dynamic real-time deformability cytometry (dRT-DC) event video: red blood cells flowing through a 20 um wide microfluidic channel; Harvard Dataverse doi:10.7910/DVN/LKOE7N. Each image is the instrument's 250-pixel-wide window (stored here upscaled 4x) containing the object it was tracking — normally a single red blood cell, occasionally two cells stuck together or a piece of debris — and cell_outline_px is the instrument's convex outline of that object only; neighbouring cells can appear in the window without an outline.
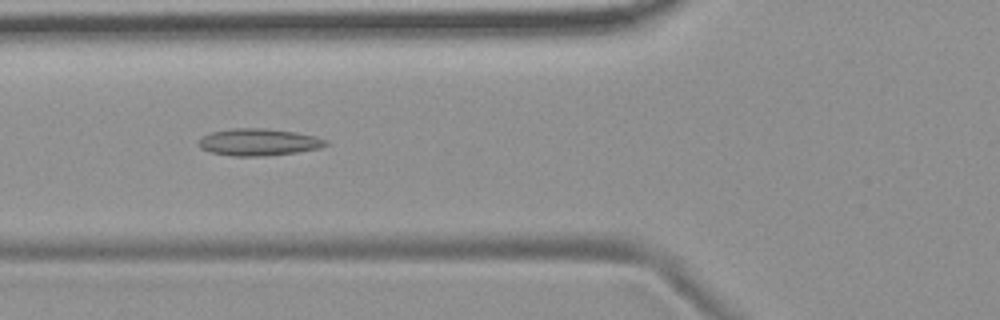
{"species": "common noctule bat (a hibernating species)", "species_latin": "Nyctalus noctula", "temperature_condition": "room temperature", "stored_images_in_passage": 9, "camera_frame_rate_fps": 3000, "um_per_image_px": 0.085, "animal": {"sex": "female", "body_mass_g": 19.9}, "frame": {"image": 1, "passage_image": 6, "time_ms": 5.667, "image_size_px": [1000, 320], "cell_outline_px": [[328, 144], [320, 148], [296, 152], [264, 156], [232, 156], [212, 152], [200, 148], [200, 136], [212, 132], [232, 128], [268, 128], [296, 132], [316, 136], [328, 140]], "centroid_in_image_um": [22.01, 12.07], "position_along_channel_um": 103.8, "area_um2": 20.06}}
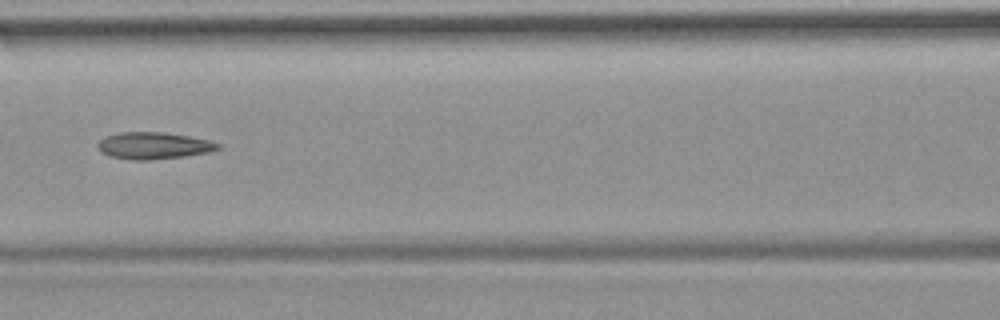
{"frame": {"image": 2, "passage_image": 7, "time_ms": 7.0, "image_size_px": [1000, 320], "cell_outline_px": [[220, 148], [208, 152], [184, 156], [148, 160], [132, 160], [108, 156], [100, 152], [96, 144], [104, 136], [120, 132], [164, 132], [212, 140], [220, 144]], "centroid_in_image_um": [13.02, 12.37], "position_along_channel_um": 153.6, "area_um2": 18.96}}
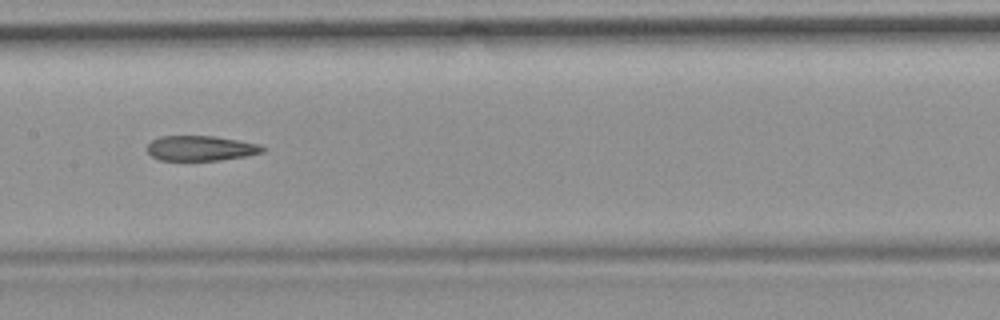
{"frame": {"image": 3, "passage_image": 8, "time_ms": 8.0, "image_size_px": [1000, 320], "cell_outline_px": [[268, 148], [264, 152], [248, 156], [220, 160], [160, 160], [152, 156], [148, 152], [148, 144], [152, 140], [160, 136], [216, 136], [260, 144]], "centroid_in_image_um": [17.13, 12.6], "position_along_channel_um": 190.3, "area_um2": 16.99}}